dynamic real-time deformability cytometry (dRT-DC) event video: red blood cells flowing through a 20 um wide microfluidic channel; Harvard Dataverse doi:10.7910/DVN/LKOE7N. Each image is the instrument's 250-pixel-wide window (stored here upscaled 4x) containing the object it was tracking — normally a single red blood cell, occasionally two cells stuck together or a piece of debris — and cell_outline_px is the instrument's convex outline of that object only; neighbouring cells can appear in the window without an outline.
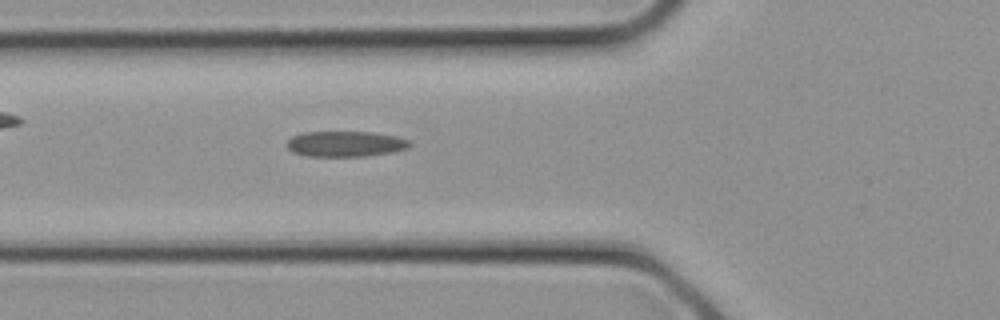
{"species": "common noctule bat (a hibernating species)", "species_latin": "Nyctalus noctula", "temperature_condition": "cold", "stored_images_in_passage": 9, "camera_frame_rate_fps": 3000, "um_per_image_px": 0.085, "animal": {"sex": "female", "body_mass_g": 21.9}, "frame": {"image": 1, "passage_image": 9, "time_ms": 2.667, "image_size_px": [1000, 320], "cell_outline_px": [[412, 144], [408, 148], [392, 152], [364, 156], [308, 156], [292, 152], [284, 144], [292, 136], [304, 132], [372, 132], [396, 136], [408, 140]], "centroid_in_image_um": [29.34, 12.23], "position_along_channel_um": 96.5, "area_um2": 18.32}}